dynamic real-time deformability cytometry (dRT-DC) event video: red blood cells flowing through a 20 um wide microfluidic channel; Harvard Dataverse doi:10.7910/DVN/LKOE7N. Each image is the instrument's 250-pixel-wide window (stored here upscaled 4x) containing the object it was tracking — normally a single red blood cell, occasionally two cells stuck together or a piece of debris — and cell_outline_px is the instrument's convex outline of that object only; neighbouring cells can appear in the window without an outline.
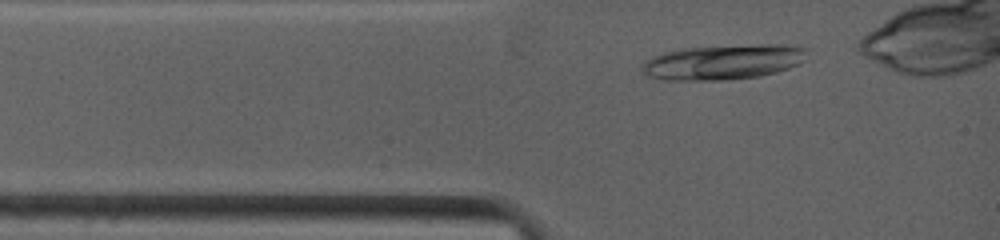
{"species": "common noctule bat (a hibernating species)", "species_latin": "Nyctalus noctula", "temperature_condition": "warm", "stored_images_in_passage": 2, "camera_frame_rate_fps": 4500, "um_per_image_px": 0.085, "animal": {"sex": "female", "body_mass_g": 19.0, "forearm_length_mm": 53.3}, "frame": {"image": 1, "passage_image": 2, "time_ms": 0.444, "image_size_px": [1000, 240], "cell_outline_px": [[808, 48], [804, 60], [788, 68], [776, 72], [760, 76], [728, 80], [664, 80], [648, 76], [640, 72], [640, 64], [644, 60], [652, 56], [664, 52], [680, 48], [760, 44], [784, 44]], "centroid_in_image_um": [61.41, 5.27], "position_along_channel_um": 23.6, "area_um2": 34.1}}